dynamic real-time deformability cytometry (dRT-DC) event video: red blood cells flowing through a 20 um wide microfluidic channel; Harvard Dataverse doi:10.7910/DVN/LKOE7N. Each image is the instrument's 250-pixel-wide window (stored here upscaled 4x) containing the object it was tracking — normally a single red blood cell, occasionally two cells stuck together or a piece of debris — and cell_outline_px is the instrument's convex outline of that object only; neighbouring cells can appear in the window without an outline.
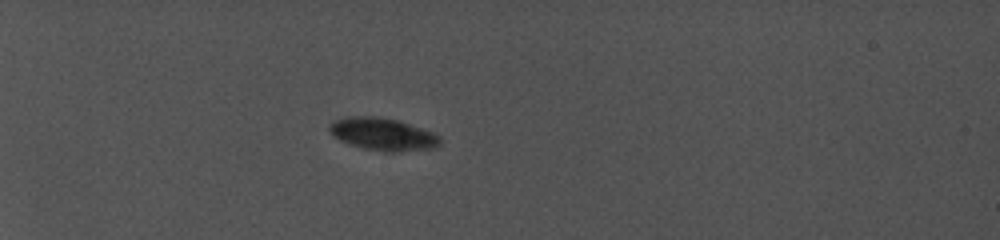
{"species": "common noctule bat (a hibernating species)", "species_latin": "Nyctalus noctula", "temperature_condition": "cold", "stored_images_in_passage": 36, "camera_frame_rate_fps": 5000, "um_per_image_px": 0.085, "animal": {"sex": "female", "body_mass_g": 19.0, "forearm_length_mm": 56.7}, "frame": {"image": 1, "passage_image": 1, "time_ms": 0.0, "image_size_px": [1000, 240], "cell_outline_px": [[440, 144], [436, 148], [400, 152], [384, 152], [364, 148], [348, 144], [340, 140], [328, 128], [328, 124], [344, 116], [372, 116], [400, 120], [432, 132], [440, 136]], "centroid_in_image_um": [32.56, 11.41], "position_along_channel_um": 52.4, "area_um2": 21.1}}
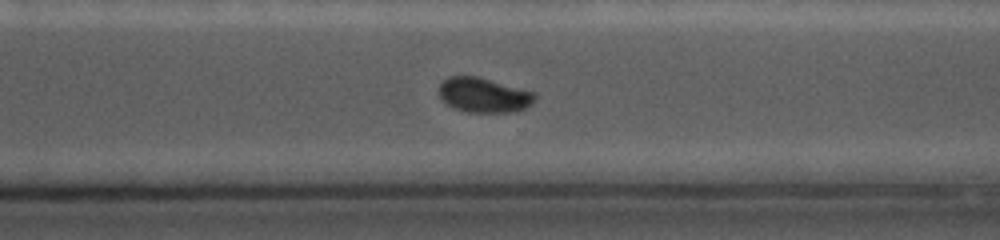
{"frame": {"image": 2, "passage_image": 28, "time_ms": 8.8, "image_size_px": [1000, 240], "cell_outline_px": [[536, 100], [532, 104], [524, 108], [512, 112], [468, 112], [444, 104], [440, 100], [440, 84], [448, 76], [476, 76], [536, 92]], "centroid_in_image_um": [41.13, 8.08], "position_along_channel_um": 329.5, "area_um2": 19.48}}
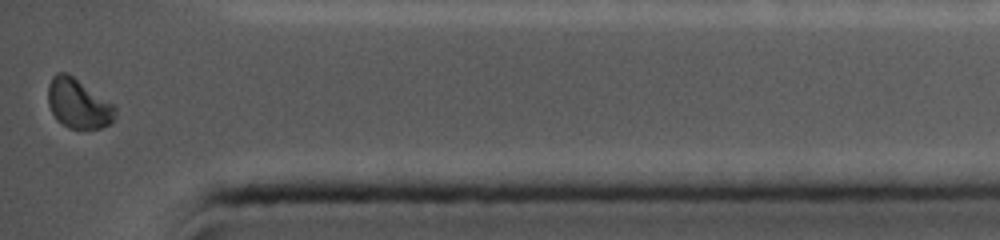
{"frame": {"image": 3, "passage_image": 36, "time_ms": 11.4, "image_size_px": [1000, 240], "cell_outline_px": [[116, 116], [112, 124], [100, 128], [68, 128], [56, 120], [48, 104], [48, 84], [52, 76], [56, 72], [68, 72], [116, 104]], "centroid_in_image_um": [6.69, 8.78], "position_along_channel_um": 428.5, "area_um2": 20.0}, "authors_computed_cell_mechanics": {"area_um2": 21.2704, "velocity_mm_per_s": 3.8917, "shape_relaxation_time_tau1_ms": 1.873, "shape_relaxation_time_tau2_ms": null, "deformation_change_tau1": 0.0633, "deformation_change_tau2": null}}